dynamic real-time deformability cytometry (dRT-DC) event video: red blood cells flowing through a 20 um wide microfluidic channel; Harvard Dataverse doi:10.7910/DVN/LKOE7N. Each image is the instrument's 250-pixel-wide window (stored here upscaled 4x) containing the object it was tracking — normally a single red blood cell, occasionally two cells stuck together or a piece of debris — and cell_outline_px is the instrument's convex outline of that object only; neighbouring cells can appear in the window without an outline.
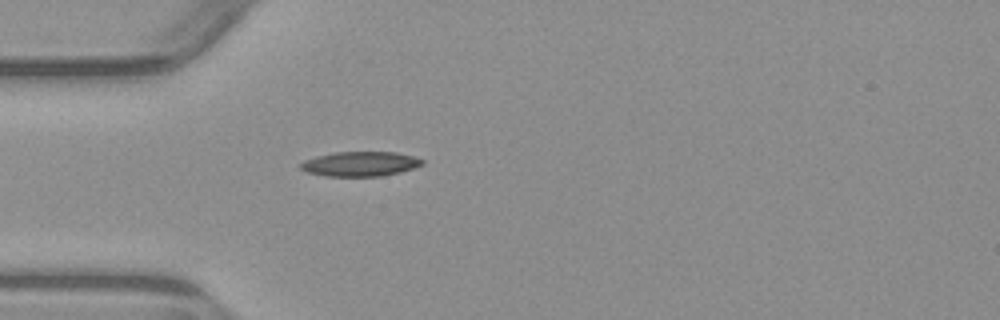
{"species": "common noctule bat (a hibernating species)", "species_latin": "Nyctalus noctula", "temperature_condition": "warm", "stored_images_in_passage": 5, "camera_frame_rate_fps": 3000, "um_per_image_px": 0.085, "animal": {"sex": "male", "body_mass_g": 23.1, "forearm_length_mm": 52.7}, "frame": {"image": 1, "passage_image": 5, "time_ms": 4.667, "image_size_px": [1000, 320], "cell_outline_px": [[424, 164], [400, 172], [380, 176], [324, 176], [308, 172], [300, 168], [300, 164], [304, 160], [316, 156], [336, 152], [396, 152], [412, 156], [424, 160]], "centroid_in_image_um": [30.61, 13.93], "position_along_channel_um": 54.4, "area_um2": 17.4}}